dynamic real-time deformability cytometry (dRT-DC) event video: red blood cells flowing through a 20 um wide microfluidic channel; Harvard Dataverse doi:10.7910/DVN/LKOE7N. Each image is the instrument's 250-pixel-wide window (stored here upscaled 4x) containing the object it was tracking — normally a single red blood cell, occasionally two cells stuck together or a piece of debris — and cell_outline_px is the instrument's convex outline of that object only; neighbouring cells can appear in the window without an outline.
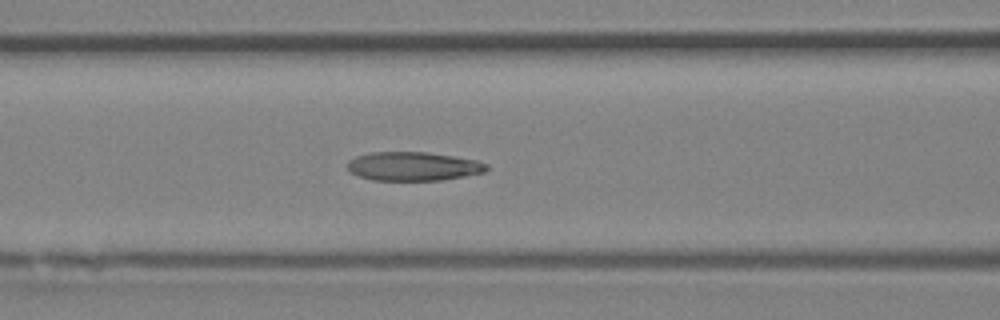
{"species": "Egyptian fruit bat (a non-hibernating species)", "species_latin": "Rousettus aegyptiacus", "temperature_condition": "room temperature", "stored_images_in_passage": 43, "camera_frame_rate_fps": 3000, "um_per_image_px": 0.085, "animal": {"sex": "female"}, "frame": {"image": 1, "passage_image": 18, "time_ms": 5.667, "image_size_px": [1000, 320], "cell_outline_px": [[488, 168], [484, 172], [464, 176], [440, 180], [372, 180], [360, 176], [352, 172], [344, 164], [348, 160], [356, 156], [372, 152], [428, 152], [476, 160], [488, 164]], "centroid_in_image_um": [35.1, 14.13], "position_along_channel_um": 131.5, "area_um2": 23.29}}
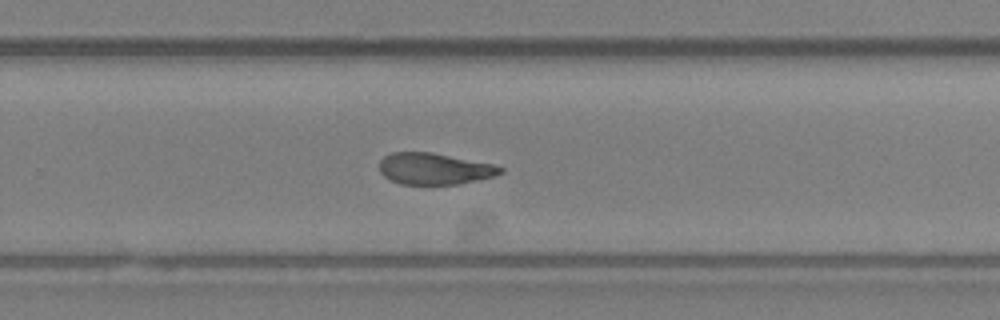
{"frame": {"image": 2, "passage_image": 28, "time_ms": 9.0, "image_size_px": [1000, 320], "cell_outline_px": [[504, 172], [496, 176], [460, 184], [400, 184], [384, 176], [380, 172], [380, 160], [384, 156], [392, 152], [432, 152], [492, 164], [504, 168]], "centroid_in_image_um": [36.94, 14.34], "position_along_channel_um": 292.9, "area_um2": 22.2}}
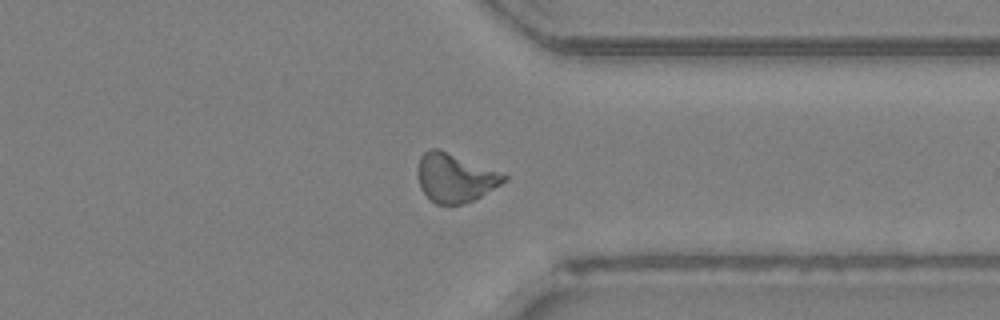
{"frame": {"image": 3, "passage_image": 33, "time_ms": 10.667, "image_size_px": [1000, 320], "cell_outline_px": [[508, 180], [480, 196], [472, 200], [460, 204], [436, 204], [420, 188], [416, 172], [420, 156], [428, 148], [436, 148], [508, 176]], "centroid_in_image_um": [38.62, 15.11], "position_along_channel_um": 372.8, "area_um2": 23.87}}